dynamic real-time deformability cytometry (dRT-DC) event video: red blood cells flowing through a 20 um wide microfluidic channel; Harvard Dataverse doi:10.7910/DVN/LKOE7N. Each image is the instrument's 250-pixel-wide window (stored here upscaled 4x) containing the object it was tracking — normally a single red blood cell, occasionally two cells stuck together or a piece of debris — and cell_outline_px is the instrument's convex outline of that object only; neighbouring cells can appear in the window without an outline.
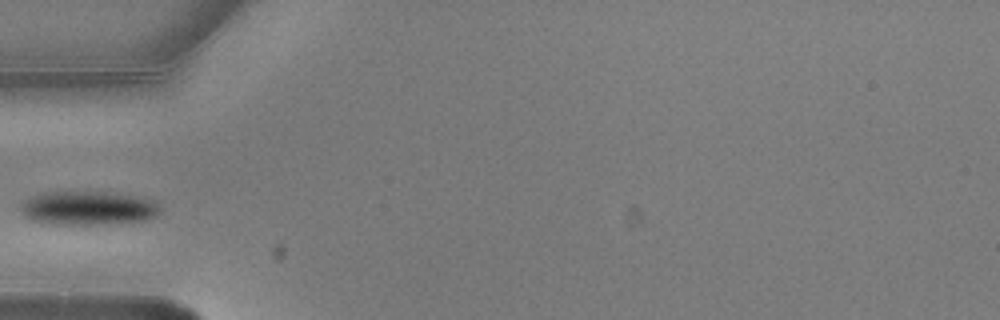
{"species": "common noctule bat (a hibernating species)", "species_latin": "Nyctalus noctula", "temperature_condition": "warm", "stored_images_in_passage": 1, "camera_frame_rate_fps": 3000, "um_per_image_px": 0.085, "animal": {"sex": "male", "body_mass_g": 20.5, "forearm_length_mm": 52.5}, "frame": {"image": 1, "passage_image": 1, "time_ms": 0.0, "image_size_px": [1000, 320], "cell_outline_px": [[164, 208], [156, 216], [148, 220], [120, 224], [56, 224], [32, 220], [24, 216], [20, 208], [20, 204], [24, 200], [32, 196], [44, 192], [72, 188], [136, 196], [156, 200]], "centroid_in_image_um": [7.53, 17.65], "position_along_channel_um": 77.5, "area_um2": 28.84}}